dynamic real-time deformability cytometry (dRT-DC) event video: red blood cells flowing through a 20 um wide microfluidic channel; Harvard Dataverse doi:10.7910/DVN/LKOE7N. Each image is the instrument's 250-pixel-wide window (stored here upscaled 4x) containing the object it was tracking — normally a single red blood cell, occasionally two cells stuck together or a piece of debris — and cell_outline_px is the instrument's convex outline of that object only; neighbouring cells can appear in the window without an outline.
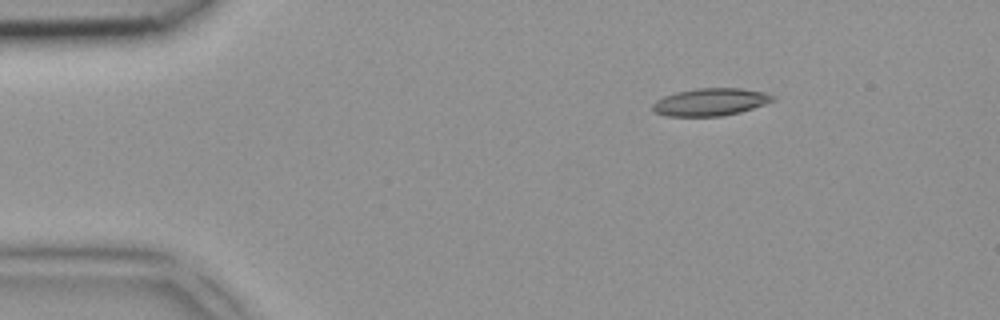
{"species": "common noctule bat (a hibernating species)", "species_latin": "Nyctalus noctula", "temperature_condition": "room temperature", "stored_images_in_passage": 4, "camera_frame_rate_fps": 3000, "um_per_image_px": 0.085, "animal": {"sex": "female", "body_mass_g": 18.4}, "frame": {"image": 1, "passage_image": 1, "time_ms": 0.0, "image_size_px": [1000, 320], "cell_outline_px": [[776, 100], [740, 112], [724, 116], [664, 116], [656, 112], [652, 108], [652, 104], [656, 100], [664, 96], [676, 92], [696, 88], [740, 88], [764, 92], [776, 96]], "centroid_in_image_um": [60.39, 8.67], "position_along_channel_um": 24.6, "area_um2": 19.31}}
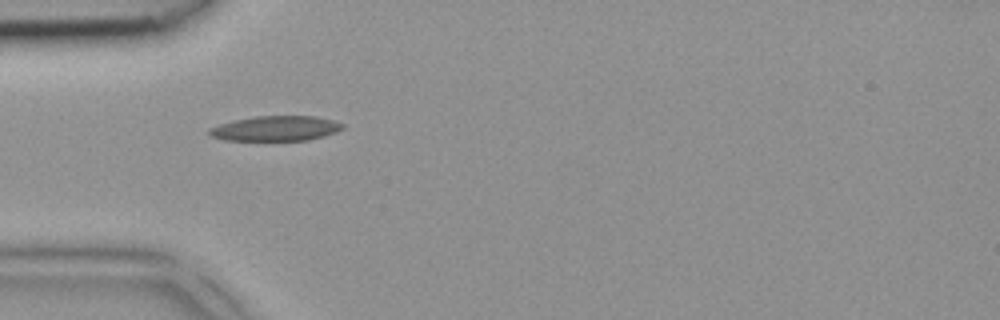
{"frame": {"image": 2, "passage_image": 3, "time_ms": 0.667, "image_size_px": [1000, 320], "cell_outline_px": [[344, 128], [336, 132], [324, 136], [308, 140], [224, 140], [212, 136], [208, 132], [208, 128], [220, 124], [236, 120], [256, 116], [316, 116], [332, 120], [344, 124]], "centroid_in_image_um": [23.46, 10.91], "position_along_channel_um": 61.5, "area_um2": 19.31}}